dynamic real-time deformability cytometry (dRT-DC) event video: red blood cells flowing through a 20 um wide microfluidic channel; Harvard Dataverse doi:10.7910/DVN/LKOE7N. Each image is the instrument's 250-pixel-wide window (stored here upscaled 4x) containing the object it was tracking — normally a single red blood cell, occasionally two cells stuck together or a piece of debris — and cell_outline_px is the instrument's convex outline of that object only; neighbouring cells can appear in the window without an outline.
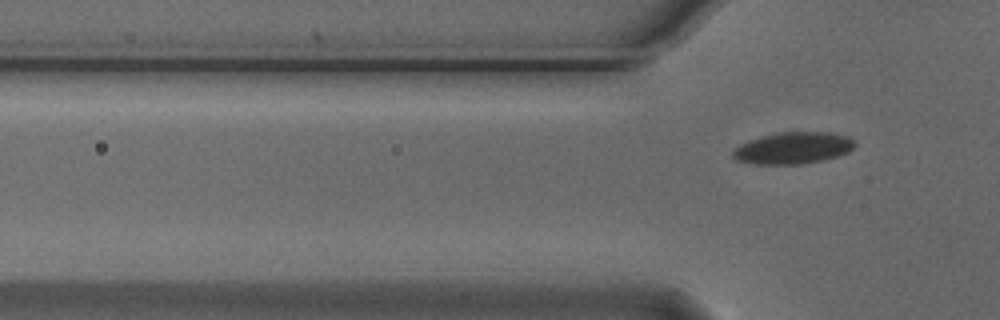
{"species": "Egyptian fruit bat (a non-hibernating species)", "species_latin": "Rousettus aegyptiacus", "temperature_condition": "cold", "stored_images_in_passage": 5, "segment_of_instrument_passage": [2, 2], "camera_frame_rate_fps": 3000, "um_per_image_px": 0.085, "animal": {"sex": "male"}, "frame": {"image": 1, "passage_image": 5, "time_ms": 1.333, "image_size_px": [1000, 320], "cell_outline_px": [[856, 144], [848, 152], [824, 160], [800, 164], [756, 164], [736, 160], [732, 156], [732, 152], [740, 144], [748, 140], [760, 136], [776, 132], [828, 132], [848, 136]], "centroid_in_image_um": [67.39, 12.57], "position_along_channel_um": 58.4, "area_um2": 22.54}}